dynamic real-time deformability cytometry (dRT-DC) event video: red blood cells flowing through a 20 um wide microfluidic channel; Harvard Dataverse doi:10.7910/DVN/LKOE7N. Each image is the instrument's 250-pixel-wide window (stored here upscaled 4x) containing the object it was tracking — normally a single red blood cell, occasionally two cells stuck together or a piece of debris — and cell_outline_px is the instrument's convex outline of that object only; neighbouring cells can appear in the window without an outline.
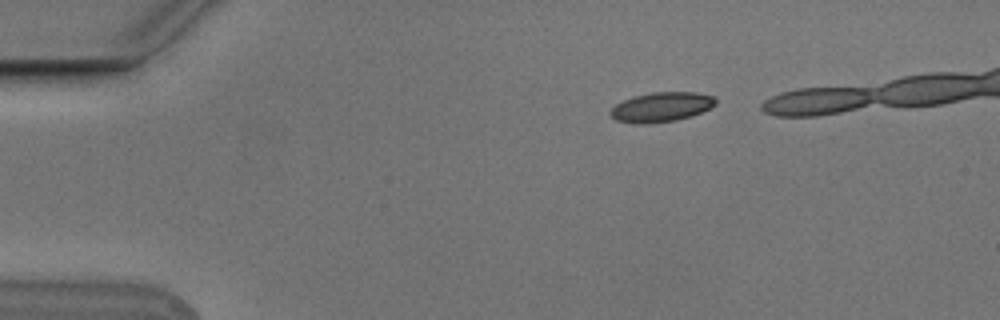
{"species": "Egyptian fruit bat (a non-hibernating species)", "species_latin": "Rousettus aegyptiacus", "temperature_condition": "cold", "stored_images_in_passage": 4, "camera_frame_rate_fps": 3000, "um_per_image_px": 0.085, "animal": {"sex": "male"}, "frame": {"image": 1, "passage_image": 2, "time_ms": 0.333, "image_size_px": [1000, 320], "cell_outline_px": [[716, 104], [692, 116], [676, 120], [648, 124], [636, 124], [616, 120], [608, 112], [616, 104], [624, 100], [636, 96], [652, 92], [696, 92], [712, 96], [716, 100]], "centroid_in_image_um": [56.2, 9.1], "position_along_channel_um": 28.8, "area_um2": 18.03}}